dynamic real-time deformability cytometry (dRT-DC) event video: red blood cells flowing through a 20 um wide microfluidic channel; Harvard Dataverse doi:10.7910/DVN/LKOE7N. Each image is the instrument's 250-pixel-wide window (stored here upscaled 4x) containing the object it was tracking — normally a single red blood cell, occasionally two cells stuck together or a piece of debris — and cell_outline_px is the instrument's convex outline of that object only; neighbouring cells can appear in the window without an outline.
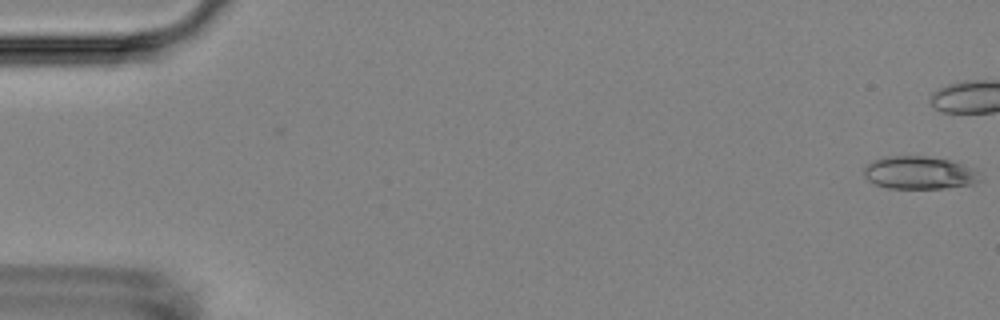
{"species": "Egyptian fruit bat (a non-hibernating species)", "species_latin": "Rousettus aegyptiacus", "temperature_condition": "room temperature", "stored_images_in_passage": 6, "camera_frame_rate_fps": 3000, "um_per_image_px": 0.085, "animal": {"sex": "female"}, "frame": {"image": 1, "passage_image": 1, "time_ms": 0.0, "image_size_px": [1000, 320], "cell_outline_px": [[980, 180], [972, 184], [944, 188], [888, 188], [876, 184], [868, 180], [864, 176], [864, 168], [872, 160], [884, 156], [924, 156], [952, 160], [964, 164], [980, 172]], "centroid_in_image_um": [78.14, 14.67], "position_along_channel_um": 6.9, "area_um2": 22.31}}